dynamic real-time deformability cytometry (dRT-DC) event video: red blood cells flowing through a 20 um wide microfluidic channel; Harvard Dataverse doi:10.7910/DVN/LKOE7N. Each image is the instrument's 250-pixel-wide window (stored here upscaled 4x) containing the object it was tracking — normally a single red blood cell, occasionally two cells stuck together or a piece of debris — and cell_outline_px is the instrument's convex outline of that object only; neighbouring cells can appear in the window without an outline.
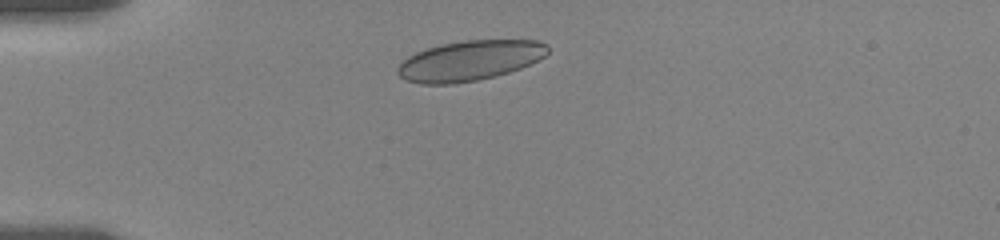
{"species": "human", "species_latin": "Homo sapiens", "temperature_condition": "room temperature", "stored_images_in_passage": 37, "camera_frame_rate_fps": 3000, "um_per_image_px": 0.085, "donor": {"sex": "female"}, "frame": {"image": 1, "passage_image": 1, "time_ms": 0.0, "image_size_px": [1000, 240], "cell_outline_px": [[548, 52], [544, 56], [520, 68], [496, 76], [476, 80], [452, 84], [420, 84], [404, 80], [396, 72], [396, 68], [408, 56], [416, 52], [428, 48], [444, 44], [464, 40], [540, 40], [548, 44]], "centroid_in_image_um": [39.91, 5.15], "position_along_channel_um": 45.1, "area_um2": 34.97}}
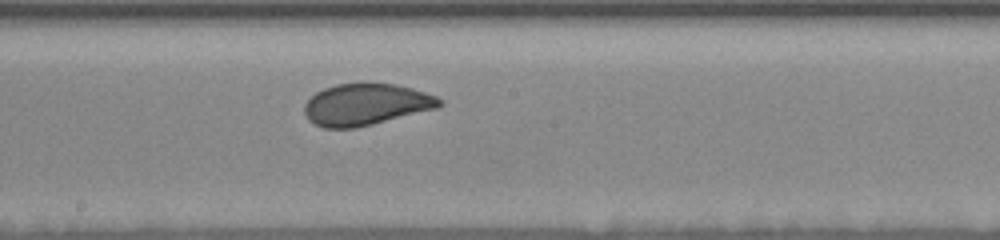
{"frame": {"image": 2, "passage_image": 18, "time_ms": 5.667, "image_size_px": [1000, 240], "cell_outline_px": [[444, 104], [436, 108], [356, 128], [324, 128], [308, 120], [304, 112], [304, 104], [316, 92], [324, 88], [336, 84], [396, 84], [412, 88], [436, 96], [444, 100]], "centroid_in_image_um": [31.1, 8.88], "position_along_channel_um": 217.1, "area_um2": 32.48}}
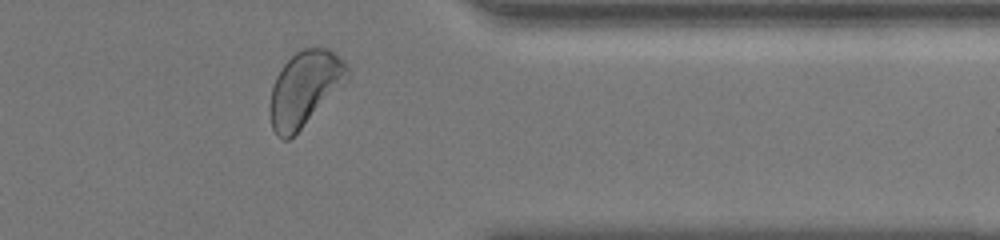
{"frame": {"image": 3, "passage_image": 33, "time_ms": 10.667, "image_size_px": [1000, 240], "cell_outline_px": [[348, 80], [288, 140], [284, 140], [276, 136], [272, 128], [268, 108], [272, 84], [276, 76], [284, 64], [296, 52], [304, 48], [328, 48], [344, 60], [348, 64]], "centroid_in_image_um": [25.87, 7.51], "position_along_channel_um": 385.5, "area_um2": 33.52}, "authors_computed_cell_mechanics": {"area_um2": 33.0616, "velocity_mm_per_s": 3.5059, "shape_relaxation_time_tau1_ms": 4.2212, "shape_relaxation_time_tau2_ms": null, "deformation_change_tau1": 0.1191, "deformation_change_tau2": null}}